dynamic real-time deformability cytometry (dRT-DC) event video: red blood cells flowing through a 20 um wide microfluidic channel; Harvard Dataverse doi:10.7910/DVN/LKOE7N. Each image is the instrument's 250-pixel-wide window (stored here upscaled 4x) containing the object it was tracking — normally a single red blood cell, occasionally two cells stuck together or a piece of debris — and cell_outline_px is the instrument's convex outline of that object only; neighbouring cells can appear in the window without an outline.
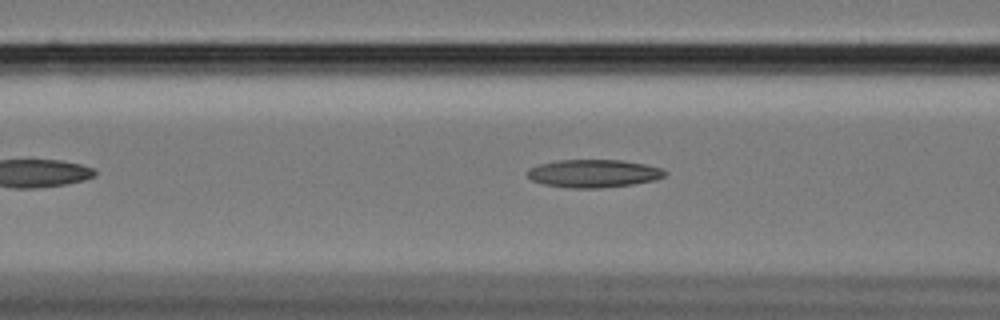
{"species": "Egyptian fruit bat (a non-hibernating species)", "species_latin": "Rousettus aegyptiacus", "temperature_condition": "cold", "stored_images_in_passage": 46, "camera_frame_rate_fps": 3000, "um_per_image_px": 0.085, "animal": {"sex": "female"}, "frame": {"image": 1, "passage_image": 14, "time_ms": 4.333, "image_size_px": [1000, 320], "cell_outline_px": [[668, 172], [664, 176], [656, 180], [632, 184], [600, 188], [572, 188], [544, 184], [532, 180], [528, 176], [528, 172], [532, 168], [540, 164], [560, 160], [620, 160], [644, 164], [664, 168]], "centroid_in_image_um": [50.52, 14.74], "position_along_channel_um": 116.1, "area_um2": 22.2}}
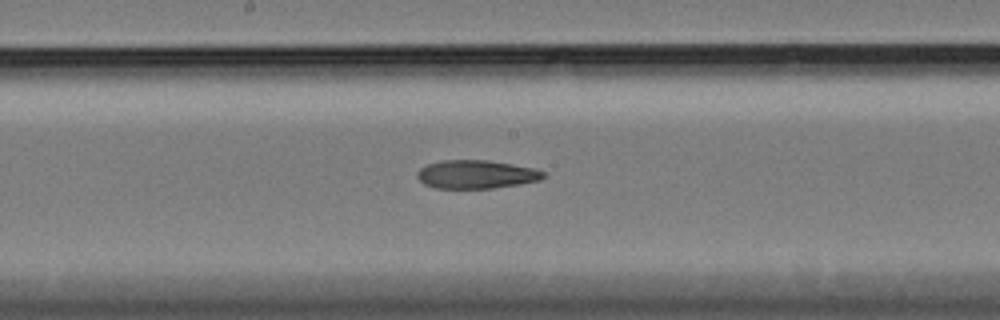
{"frame": {"image": 2, "passage_image": 22, "time_ms": 7.0, "image_size_px": [1000, 320], "cell_outline_px": [[544, 176], [540, 180], [520, 184], [492, 188], [436, 188], [424, 184], [416, 176], [416, 172], [420, 168], [428, 164], [444, 160], [488, 160], [512, 164], [532, 168], [544, 172]], "centroid_in_image_um": [40.45, 14.82], "position_along_channel_um": 207.8, "area_um2": 20.75}}
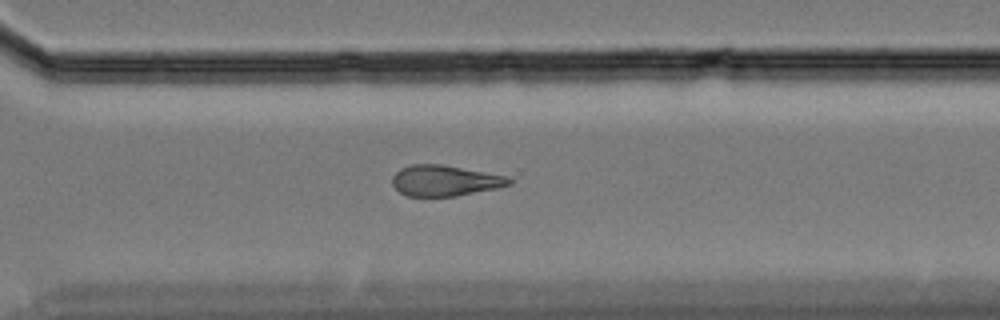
{"frame": {"image": 3, "passage_image": 33, "time_ms": 10.667, "image_size_px": [1000, 320], "cell_outline_px": [[512, 184], [500, 188], [456, 196], [408, 196], [400, 192], [392, 184], [392, 176], [400, 168], [412, 164], [440, 164], [508, 176], [512, 180]], "centroid_in_image_um": [37.83, 15.35], "position_along_channel_um": 332.8, "area_um2": 21.04}, "authors_computed_cell_mechanics": {"area_um2": 21.8484, "velocity_mm_per_s": 3.417, "shape_relaxation_time_tau1_ms": null, "shape_relaxation_time_tau2_ms": 7.9923, "deformation_change_tau1": null, "deformation_change_tau2": 0.1815}}